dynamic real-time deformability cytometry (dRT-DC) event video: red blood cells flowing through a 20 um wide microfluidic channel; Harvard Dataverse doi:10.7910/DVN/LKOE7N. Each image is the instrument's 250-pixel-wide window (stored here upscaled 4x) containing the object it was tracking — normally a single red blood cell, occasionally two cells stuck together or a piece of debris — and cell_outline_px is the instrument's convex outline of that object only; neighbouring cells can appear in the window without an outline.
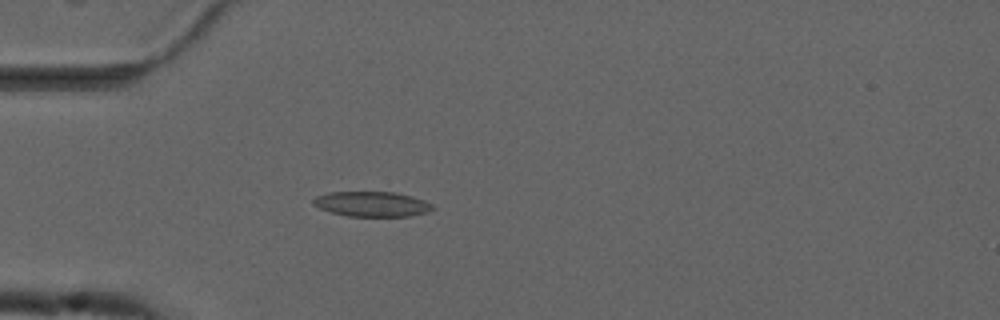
{"species": "common noctule bat (a hibernating species)", "species_latin": "Nyctalus noctula", "temperature_condition": "cold", "stored_images_in_passage": 52, "camera_frame_rate_fps": 3000, "um_per_image_px": 0.085, "animal": {"sex": "male", "forearm_length_mm": 52.5}, "frame": {"image": 1, "passage_image": 13, "time_ms": 4.0, "image_size_px": [1000, 320], "cell_outline_px": [[436, 208], [428, 212], [408, 216], [348, 216], [332, 212], [320, 208], [312, 204], [312, 200], [316, 196], [328, 192], [396, 192], [412, 196], [424, 200], [432, 204]], "centroid_in_image_um": [31.63, 17.34], "position_along_channel_um": 53.4, "area_um2": 17.46}}
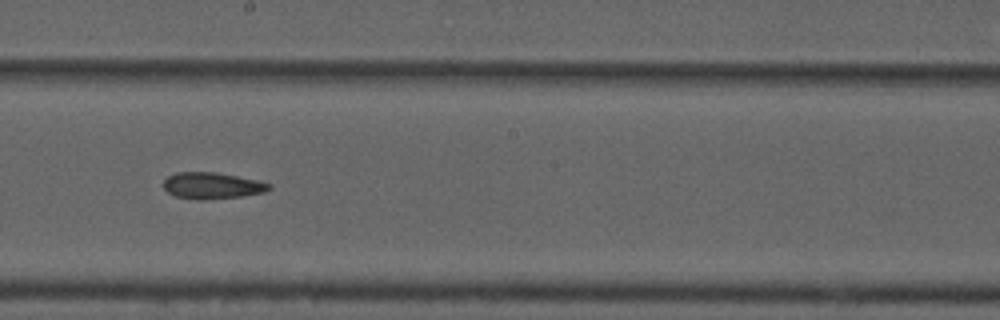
{"frame": {"image": 2, "passage_image": 28, "time_ms": 9.0, "image_size_px": [1000, 320], "cell_outline_px": [[272, 188], [264, 192], [240, 196], [204, 200], [200, 200], [176, 196], [168, 192], [164, 188], [164, 180], [168, 176], [176, 172], [216, 172], [256, 180], [272, 184]], "centroid_in_image_um": [18.02, 15.77], "position_along_channel_um": 230.2, "area_um2": 16.13}}
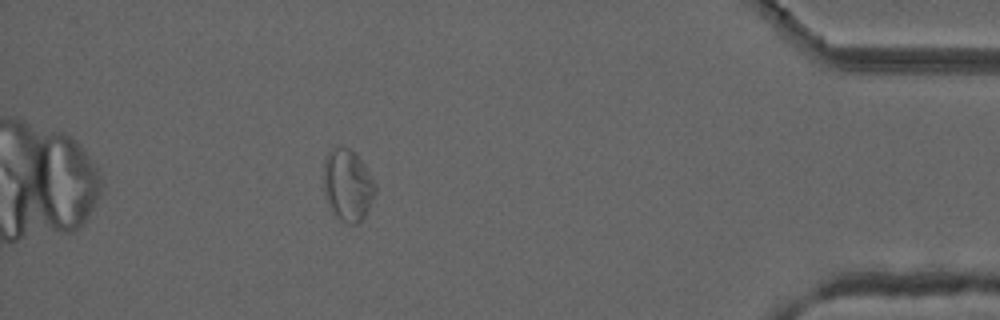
{"frame": {"image": 3, "passage_image": 46, "time_ms": 15.0, "image_size_px": [1000, 320], "cell_outline_px": [[376, 192], [364, 216], [356, 224], [348, 224], [340, 220], [332, 212], [328, 204], [324, 188], [324, 160], [328, 152], [336, 148], [348, 148], [364, 164], [376, 184]], "centroid_in_image_um": [29.55, 15.77], "position_along_channel_um": 405.6, "area_um2": 21.21}, "authors_computed_cell_mechanics": {"area_um2": 17.4556, "velocity_mm_per_s": 3.7156, "shape_relaxation_time_tau1_ms": null, "shape_relaxation_time_tau2_ms": 5.544, "deformation_change_tau1": null, "deformation_change_tau2": 0.1297}}